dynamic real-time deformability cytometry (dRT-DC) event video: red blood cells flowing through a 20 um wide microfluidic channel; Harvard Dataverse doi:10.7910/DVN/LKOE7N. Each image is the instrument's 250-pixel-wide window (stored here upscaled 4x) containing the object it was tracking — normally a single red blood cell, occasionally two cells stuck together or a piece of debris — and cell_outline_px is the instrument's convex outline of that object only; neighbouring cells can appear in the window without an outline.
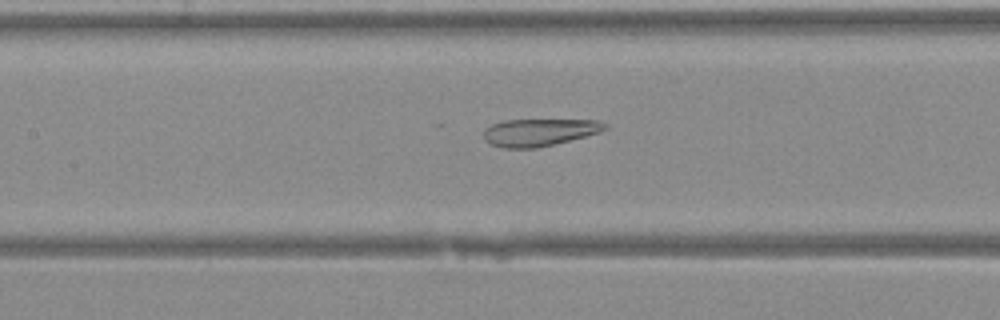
{"species": "Egyptian fruit bat (a non-hibernating species)", "species_latin": "Rousettus aegyptiacus", "temperature_condition": "warm", "stored_images_in_passage": 38, "camera_frame_rate_fps": 3000, "um_per_image_px": 0.085, "animal": {"sex": "female"}, "frame": {"image": 1, "passage_image": 16, "time_ms": 5.0, "image_size_px": [1000, 320], "cell_outline_px": [[608, 128], [600, 132], [556, 144], [536, 148], [504, 148], [492, 144], [484, 140], [484, 128], [492, 124], [504, 120], [600, 120], [608, 124]], "centroid_in_image_um": [45.86, 11.24], "position_along_channel_um": 161.5, "area_um2": 19.42}}
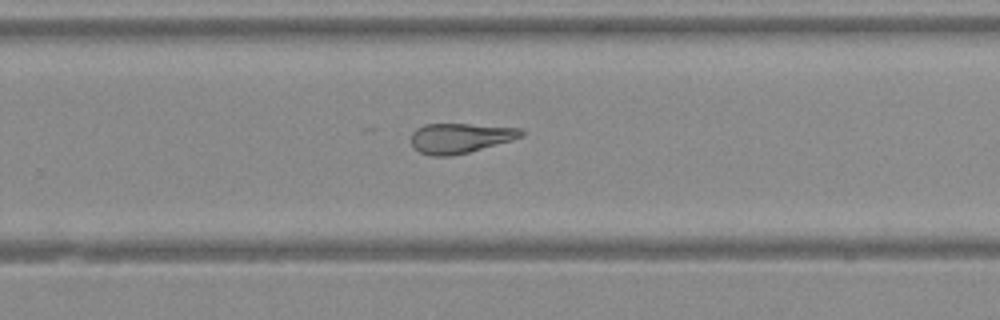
{"frame": {"image": 2, "passage_image": 24, "time_ms": 7.667, "image_size_px": [1000, 320], "cell_outline_px": [[524, 136], [512, 140], [468, 152], [452, 156], [432, 156], [420, 152], [412, 144], [412, 132], [416, 128], [424, 124], [468, 124], [524, 128]], "centroid_in_image_um": [39.14, 11.73], "position_along_channel_um": 290.7, "area_um2": 19.19}}
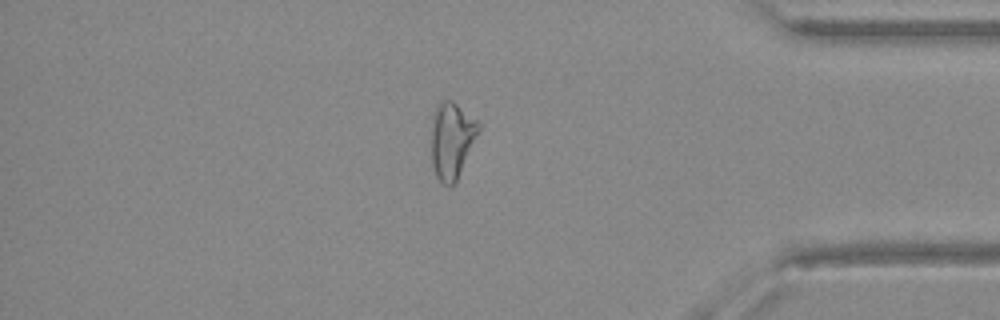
{"frame": {"image": 3, "passage_image": 32, "time_ms": 10.333, "image_size_px": [1000, 320], "cell_outline_px": [[480, 128], [456, 180], [452, 184], [444, 184], [436, 176], [432, 164], [432, 116], [436, 108], [444, 100], [452, 100], [476, 120], [480, 124]], "centroid_in_image_um": [38.38, 11.89], "position_along_channel_um": 396.8, "area_um2": 20.29}}